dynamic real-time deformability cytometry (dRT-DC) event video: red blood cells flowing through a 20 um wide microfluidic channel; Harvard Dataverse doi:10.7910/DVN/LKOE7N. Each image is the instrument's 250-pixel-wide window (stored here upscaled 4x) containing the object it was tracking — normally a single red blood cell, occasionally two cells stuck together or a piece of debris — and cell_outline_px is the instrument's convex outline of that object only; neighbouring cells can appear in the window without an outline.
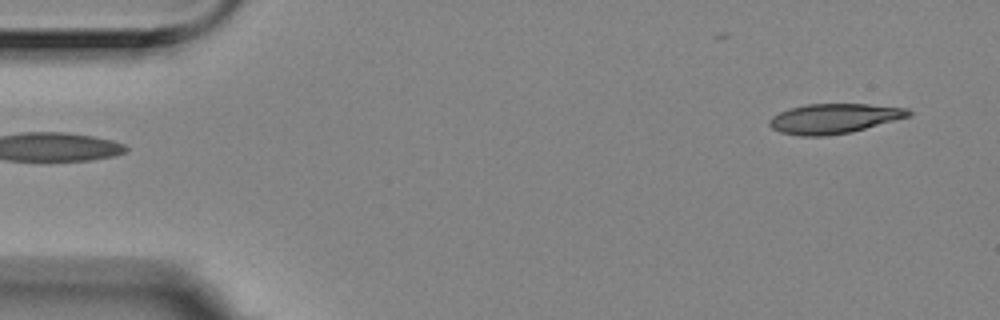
{"species": "Egyptian fruit bat (a non-hibernating species)", "species_latin": "Rousettus aegyptiacus", "temperature_condition": "room temperature", "stored_images_in_passage": 12, "camera_frame_rate_fps": 3000, "um_per_image_px": 0.085, "animal": {"sex": "female"}, "frame": {"image": 1, "passage_image": 1, "time_ms": 0.0, "image_size_px": [1000, 320], "cell_outline_px": [[912, 116], [852, 132], [824, 136], [800, 136], [780, 132], [772, 128], [768, 124], [768, 120], [772, 116], [780, 112], [804, 104], [868, 104], [908, 108], [912, 112]], "centroid_in_image_um": [70.92, 10.08], "position_along_channel_um": 14.1, "area_um2": 24.33}}
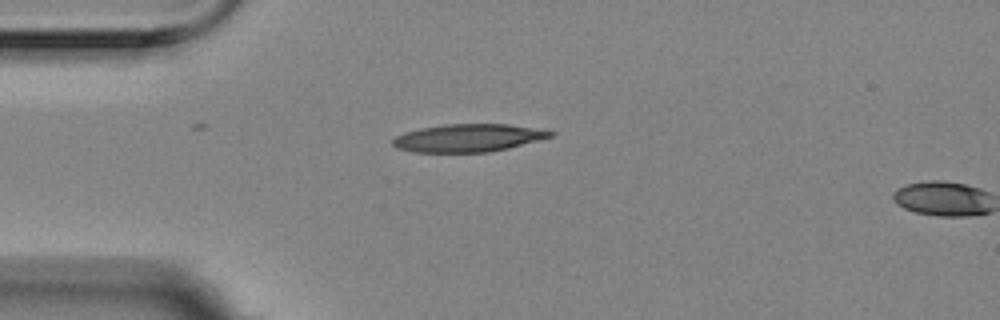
{"frame": {"image": 2, "passage_image": 11, "time_ms": 3.333, "image_size_px": [1000, 320], "cell_outline_px": [[556, 132], [552, 136], [508, 148], [488, 152], [412, 152], [396, 148], [392, 144], [392, 140], [396, 136], [404, 132], [420, 128], [444, 124], [508, 124]], "centroid_in_image_um": [39.73, 11.72], "position_along_channel_um": 45.3, "area_um2": 25.37}}